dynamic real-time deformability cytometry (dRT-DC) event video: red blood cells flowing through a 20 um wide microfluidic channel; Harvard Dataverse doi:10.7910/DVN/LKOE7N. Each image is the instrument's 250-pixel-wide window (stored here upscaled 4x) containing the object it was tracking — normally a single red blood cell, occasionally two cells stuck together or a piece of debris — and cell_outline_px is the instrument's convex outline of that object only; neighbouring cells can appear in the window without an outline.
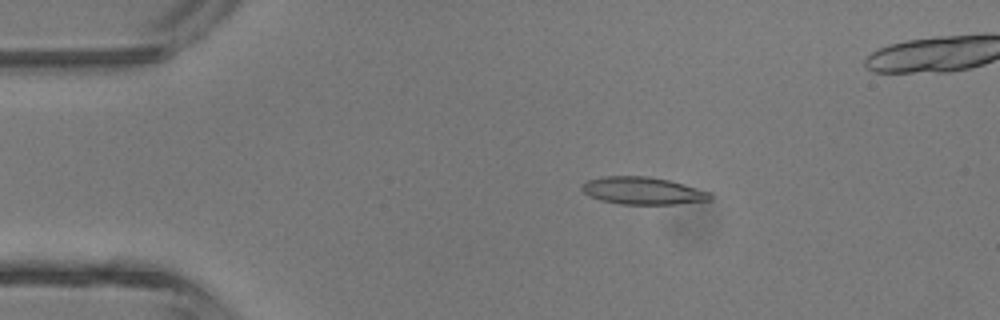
{"species": "common noctule bat (a hibernating species)", "species_latin": "Nyctalus noctula", "temperature_condition": "room temperature", "stored_images_in_passage": 4, "camera_frame_rate_fps": 3000, "um_per_image_px": 0.085, "animal": {"sex": "male", "body_mass_g": 13.3}, "frame": {"image": 1, "passage_image": 2, "time_ms": 2.0, "image_size_px": [1000, 320], "cell_outline_px": [[712, 200], [676, 204], [620, 204], [600, 200], [588, 196], [580, 188], [580, 184], [588, 180], [600, 176], [648, 176], [668, 180], [684, 184], [712, 192]], "centroid_in_image_um": [54.62, 16.21], "position_along_channel_um": 30.4, "area_um2": 20.75}}